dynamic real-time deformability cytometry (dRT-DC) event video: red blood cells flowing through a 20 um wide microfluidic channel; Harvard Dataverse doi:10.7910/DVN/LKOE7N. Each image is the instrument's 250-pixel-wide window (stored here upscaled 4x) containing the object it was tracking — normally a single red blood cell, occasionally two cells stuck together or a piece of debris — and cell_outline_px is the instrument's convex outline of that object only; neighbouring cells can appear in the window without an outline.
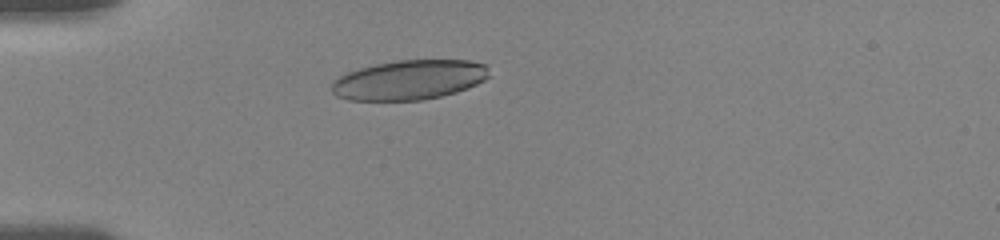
{"species": "human", "species_latin": "Homo sapiens", "temperature_condition": "room temperature", "stored_images_in_passage": 70, "camera_frame_rate_fps": 3000, "um_per_image_px": 0.085, "donor": {"sex": "female"}, "frame": {"image": 1, "passage_image": 4, "time_ms": 0.667, "image_size_px": [1000, 240], "cell_outline_px": [[488, 76], [484, 80], [468, 88], [456, 92], [424, 100], [348, 100], [336, 96], [332, 92], [332, 80], [348, 72], [360, 68], [376, 64], [396, 60], [472, 60], [488, 64]], "centroid_in_image_um": [34.79, 6.78], "position_along_channel_um": 50.2, "area_um2": 36.53}}
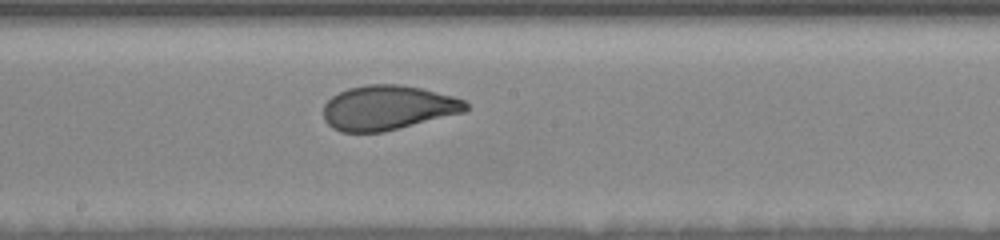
{"frame": {"image": 2, "passage_image": 31, "time_ms": 5.667, "image_size_px": [1000, 240], "cell_outline_px": [[468, 108], [464, 112], [384, 132], [340, 132], [332, 128], [324, 120], [324, 104], [332, 96], [348, 88], [368, 84], [400, 84], [420, 88], [452, 96], [464, 100], [468, 104]], "centroid_in_image_um": [32.94, 9.16], "position_along_channel_um": 215.3, "area_um2": 36.93}}
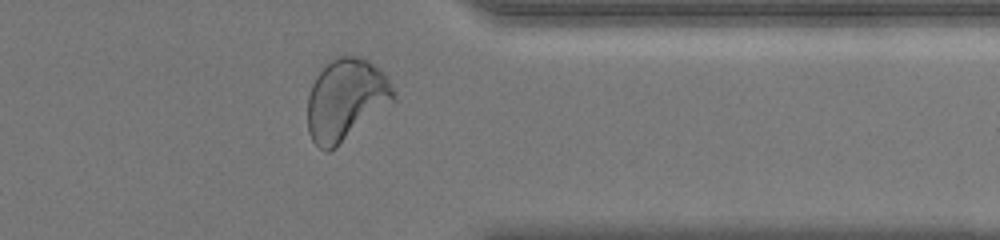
{"frame": {"image": 3, "passage_image": 53, "time_ms": 10.333, "image_size_px": [1000, 240], "cell_outline_px": [[396, 100], [336, 148], [328, 152], [324, 152], [312, 140], [308, 132], [308, 96], [312, 84], [316, 76], [336, 56], [356, 56], [368, 60], [388, 80], [396, 96]], "centroid_in_image_um": [29.38, 8.51], "position_along_channel_um": 382.0, "area_um2": 40.63}, "authors_computed_cell_mechanics": {"area_um2": 38.6682, "velocity_mm_per_s": 3.6667, "shape_relaxation_time_tau1_ms": 3.1669, "shape_relaxation_time_tau2_ms": 0.7914, "deformation_change_tau1": 0.1577, "deformation_change_tau2": 0.0555}}